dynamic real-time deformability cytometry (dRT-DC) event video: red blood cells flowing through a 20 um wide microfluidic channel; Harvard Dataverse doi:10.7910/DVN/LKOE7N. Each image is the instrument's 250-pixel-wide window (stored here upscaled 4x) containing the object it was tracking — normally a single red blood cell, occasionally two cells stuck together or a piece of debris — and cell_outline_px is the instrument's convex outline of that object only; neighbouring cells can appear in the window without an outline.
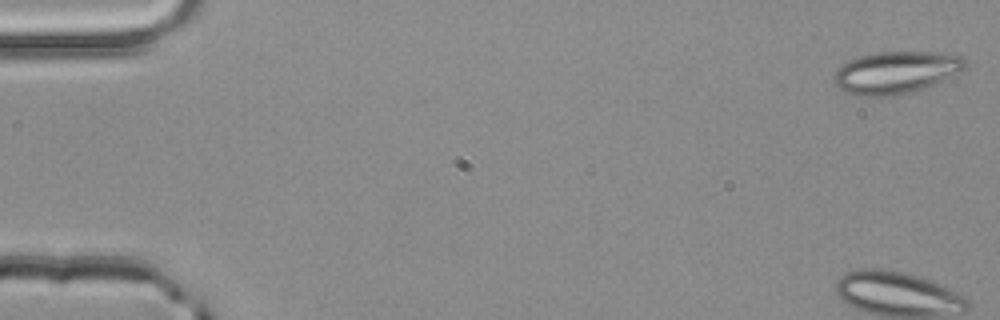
{"species": "common noctule bat (a hibernating species)", "species_latin": "Nyctalus noctula", "temperature_condition": "room temperature", "stored_images_in_passage": 53, "camera_frame_rate_fps": 3000, "um_per_image_px": 0.085, "animal": {"sex": "male", "body_mass_g": 20.4}, "frame": {"image": 1, "passage_image": 1, "time_ms": 0.0, "image_size_px": [1000, 320], "cell_outline_px": [[968, 68], [924, 88], [908, 92], [884, 96], [856, 96], [840, 88], [832, 80], [832, 76], [836, 68], [848, 60], [860, 56], [876, 52], [932, 52], [964, 56], [968, 64]], "centroid_in_image_um": [76.14, 6.14], "position_along_channel_um": 8.9, "area_um2": 32.25}}
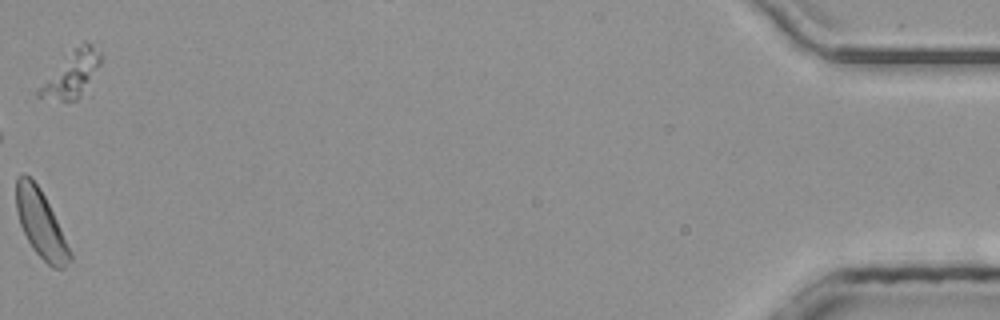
{"frame": {"image": 2, "passage_image": 53, "time_ms": 17.333, "image_size_px": [1000, 320], "cell_outline_px": [[72, 260], [64, 268], [52, 268], [32, 248], [20, 224], [16, 208], [16, 176], [20, 172], [24, 172], [40, 188], [72, 252]], "centroid_in_image_um": [3.46, 19.02], "position_along_channel_um": 431.7, "area_um2": 20.81}}